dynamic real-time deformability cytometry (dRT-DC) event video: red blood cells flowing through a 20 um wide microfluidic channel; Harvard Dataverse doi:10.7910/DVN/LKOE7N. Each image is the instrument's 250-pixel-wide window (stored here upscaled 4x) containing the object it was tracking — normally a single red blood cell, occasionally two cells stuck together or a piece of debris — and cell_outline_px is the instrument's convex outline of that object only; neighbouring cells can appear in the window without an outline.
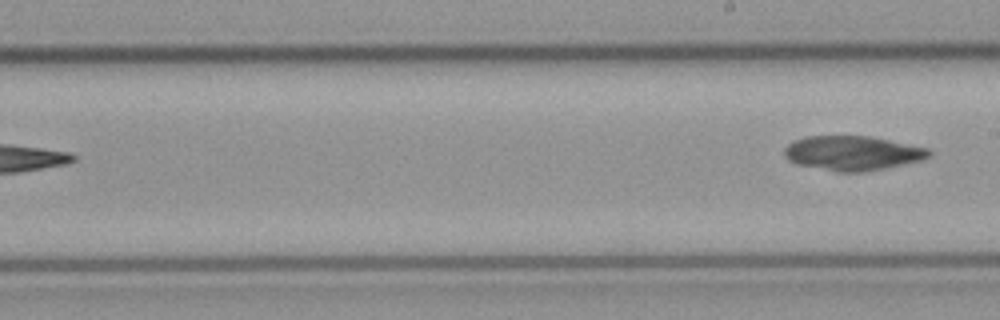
{"species": "common noctule bat (a hibernating species)", "species_latin": "Nyctalus noctula", "temperature_condition": "cold", "stored_images_in_passage": 10, "camera_frame_rate_fps": 3000, "um_per_image_px": 0.085, "animal": {"sex": "male", "body_mass_g": 23.1, "forearm_length_mm": 52.7}, "frame": {"image": 1, "passage_image": 10, "time_ms": 3.0, "image_size_px": [1000, 320], "cell_outline_px": [[932, 156], [920, 160], [884, 168], [864, 172], [836, 172], [796, 164], [788, 160], [784, 156], [784, 148], [792, 140], [804, 136], [868, 136], [928, 148], [932, 152]], "centroid_in_image_um": [72.41, 13.01], "position_along_channel_um": 216.6, "area_um2": 29.13}}